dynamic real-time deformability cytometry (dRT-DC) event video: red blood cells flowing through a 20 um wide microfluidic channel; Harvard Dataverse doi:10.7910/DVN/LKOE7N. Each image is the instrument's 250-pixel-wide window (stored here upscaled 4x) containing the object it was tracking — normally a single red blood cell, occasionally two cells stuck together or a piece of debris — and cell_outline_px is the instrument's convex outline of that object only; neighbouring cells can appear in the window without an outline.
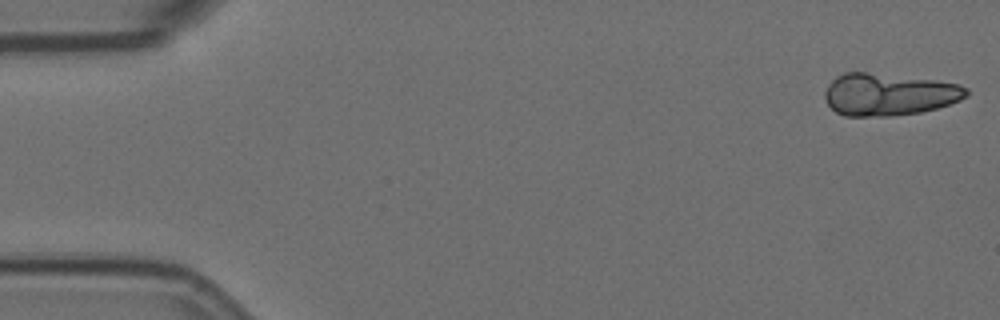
{"species": "Egyptian fruit bat (a non-hibernating species)", "species_latin": "Rousettus aegyptiacus", "temperature_condition": "room temperature", "stored_images_in_passage": 4, "camera_frame_rate_fps": 3000, "um_per_image_px": 0.085, "animal": {"sex": "female"}, "frame": {"image": 1, "passage_image": 1, "time_ms": 0.0, "image_size_px": [1000, 320], "cell_outline_px": [[968, 96], [960, 100], [936, 108], [920, 112], [892, 116], [844, 116], [836, 112], [828, 104], [824, 96], [824, 92], [828, 84], [836, 76], [844, 72], [864, 72], [936, 80], [960, 84], [968, 88]], "centroid_in_image_um": [75.54, 8.02], "position_along_channel_um": 9.5, "area_um2": 34.85}}